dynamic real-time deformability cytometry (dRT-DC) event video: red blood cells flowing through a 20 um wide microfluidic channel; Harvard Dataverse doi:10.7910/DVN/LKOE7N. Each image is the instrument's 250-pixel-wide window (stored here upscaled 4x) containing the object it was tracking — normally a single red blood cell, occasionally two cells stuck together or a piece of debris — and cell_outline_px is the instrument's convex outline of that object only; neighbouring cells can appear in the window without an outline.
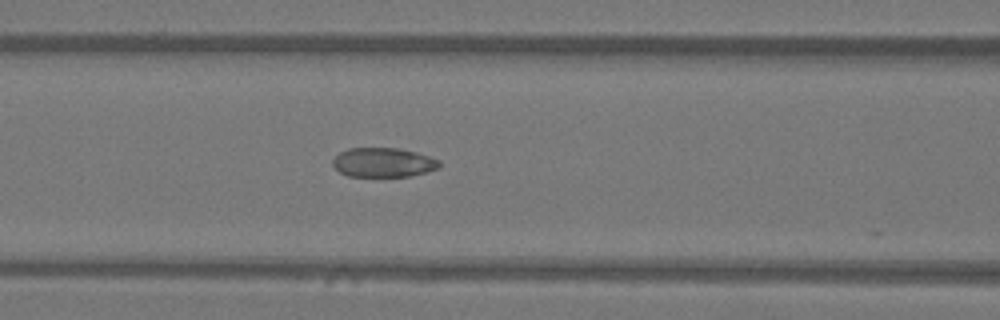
{"species": "Egyptian fruit bat (a non-hibernating species)", "species_latin": "Rousettus aegyptiacus", "temperature_condition": "warm", "stored_images_in_passage": 26, "camera_frame_rate_fps": 3000, "um_per_image_px": 0.085, "animal": {"sex": "female"}, "frame": {"image": 1, "passage_image": 22, "time_ms": 7.0, "image_size_px": [1000, 320], "cell_outline_px": [[440, 168], [412, 176], [348, 176], [340, 172], [332, 164], [332, 160], [340, 152], [348, 148], [396, 148], [416, 152], [440, 160]], "centroid_in_image_um": [32.59, 13.81], "position_along_channel_um": 134.0, "area_um2": 18.21}}
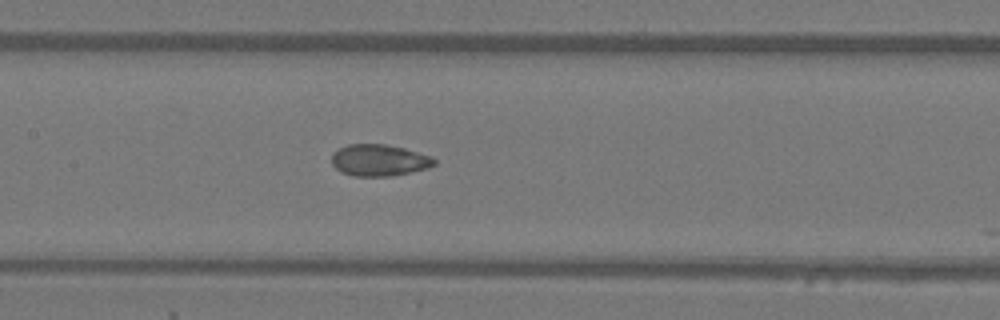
{"frame": {"image": 2, "passage_image": 25, "time_ms": 8.0, "image_size_px": [1000, 320], "cell_outline_px": [[436, 164], [428, 168], [392, 176], [352, 176], [340, 172], [332, 164], [332, 152], [348, 144], [384, 144], [404, 148], [432, 156], [436, 160]], "centroid_in_image_um": [32.22, 13.62], "position_along_channel_um": 175.2, "area_um2": 19.02}}